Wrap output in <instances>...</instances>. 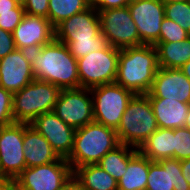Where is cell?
Wrapping results in <instances>:
<instances>
[{
    "label": "cell",
    "instance_id": "cell-37",
    "mask_svg": "<svg viewBox=\"0 0 190 190\" xmlns=\"http://www.w3.org/2000/svg\"><path fill=\"white\" fill-rule=\"evenodd\" d=\"M180 166H181V170H182V175L184 176L185 180L190 185V158L181 160Z\"/></svg>",
    "mask_w": 190,
    "mask_h": 190
},
{
    "label": "cell",
    "instance_id": "cell-8",
    "mask_svg": "<svg viewBox=\"0 0 190 190\" xmlns=\"http://www.w3.org/2000/svg\"><path fill=\"white\" fill-rule=\"evenodd\" d=\"M94 122L117 129L126 107L135 95L116 84H105L91 88Z\"/></svg>",
    "mask_w": 190,
    "mask_h": 190
},
{
    "label": "cell",
    "instance_id": "cell-15",
    "mask_svg": "<svg viewBox=\"0 0 190 190\" xmlns=\"http://www.w3.org/2000/svg\"><path fill=\"white\" fill-rule=\"evenodd\" d=\"M12 35L16 49L31 51L52 42L55 39V28L49 19L25 13Z\"/></svg>",
    "mask_w": 190,
    "mask_h": 190
},
{
    "label": "cell",
    "instance_id": "cell-35",
    "mask_svg": "<svg viewBox=\"0 0 190 190\" xmlns=\"http://www.w3.org/2000/svg\"><path fill=\"white\" fill-rule=\"evenodd\" d=\"M60 190H86L82 183L72 174L63 184Z\"/></svg>",
    "mask_w": 190,
    "mask_h": 190
},
{
    "label": "cell",
    "instance_id": "cell-20",
    "mask_svg": "<svg viewBox=\"0 0 190 190\" xmlns=\"http://www.w3.org/2000/svg\"><path fill=\"white\" fill-rule=\"evenodd\" d=\"M159 128L185 127L190 103L169 98H149Z\"/></svg>",
    "mask_w": 190,
    "mask_h": 190
},
{
    "label": "cell",
    "instance_id": "cell-39",
    "mask_svg": "<svg viewBox=\"0 0 190 190\" xmlns=\"http://www.w3.org/2000/svg\"><path fill=\"white\" fill-rule=\"evenodd\" d=\"M180 69L183 74L190 80V60L185 63Z\"/></svg>",
    "mask_w": 190,
    "mask_h": 190
},
{
    "label": "cell",
    "instance_id": "cell-25",
    "mask_svg": "<svg viewBox=\"0 0 190 190\" xmlns=\"http://www.w3.org/2000/svg\"><path fill=\"white\" fill-rule=\"evenodd\" d=\"M138 152L134 147L120 144L101 158L97 164L118 182L126 172L129 161Z\"/></svg>",
    "mask_w": 190,
    "mask_h": 190
},
{
    "label": "cell",
    "instance_id": "cell-3",
    "mask_svg": "<svg viewBox=\"0 0 190 190\" xmlns=\"http://www.w3.org/2000/svg\"><path fill=\"white\" fill-rule=\"evenodd\" d=\"M158 69L154 45L142 44L121 49L115 83L134 94H147Z\"/></svg>",
    "mask_w": 190,
    "mask_h": 190
},
{
    "label": "cell",
    "instance_id": "cell-2",
    "mask_svg": "<svg viewBox=\"0 0 190 190\" xmlns=\"http://www.w3.org/2000/svg\"><path fill=\"white\" fill-rule=\"evenodd\" d=\"M55 39L66 44L76 59L108 45L101 33L98 11L93 6L60 23L55 28Z\"/></svg>",
    "mask_w": 190,
    "mask_h": 190
},
{
    "label": "cell",
    "instance_id": "cell-7",
    "mask_svg": "<svg viewBox=\"0 0 190 190\" xmlns=\"http://www.w3.org/2000/svg\"><path fill=\"white\" fill-rule=\"evenodd\" d=\"M120 49L107 45L77 59L80 87L91 89L115 83Z\"/></svg>",
    "mask_w": 190,
    "mask_h": 190
},
{
    "label": "cell",
    "instance_id": "cell-4",
    "mask_svg": "<svg viewBox=\"0 0 190 190\" xmlns=\"http://www.w3.org/2000/svg\"><path fill=\"white\" fill-rule=\"evenodd\" d=\"M119 145L115 129L92 122L76 129L73 149L66 160L74 171L80 166L97 164Z\"/></svg>",
    "mask_w": 190,
    "mask_h": 190
},
{
    "label": "cell",
    "instance_id": "cell-23",
    "mask_svg": "<svg viewBox=\"0 0 190 190\" xmlns=\"http://www.w3.org/2000/svg\"><path fill=\"white\" fill-rule=\"evenodd\" d=\"M149 158L138 152L128 163L126 172L117 182L118 190H146Z\"/></svg>",
    "mask_w": 190,
    "mask_h": 190
},
{
    "label": "cell",
    "instance_id": "cell-17",
    "mask_svg": "<svg viewBox=\"0 0 190 190\" xmlns=\"http://www.w3.org/2000/svg\"><path fill=\"white\" fill-rule=\"evenodd\" d=\"M149 98H169L190 103V80L178 68H159L154 77Z\"/></svg>",
    "mask_w": 190,
    "mask_h": 190
},
{
    "label": "cell",
    "instance_id": "cell-38",
    "mask_svg": "<svg viewBox=\"0 0 190 190\" xmlns=\"http://www.w3.org/2000/svg\"><path fill=\"white\" fill-rule=\"evenodd\" d=\"M0 190H16L15 181L12 179L0 178Z\"/></svg>",
    "mask_w": 190,
    "mask_h": 190
},
{
    "label": "cell",
    "instance_id": "cell-10",
    "mask_svg": "<svg viewBox=\"0 0 190 190\" xmlns=\"http://www.w3.org/2000/svg\"><path fill=\"white\" fill-rule=\"evenodd\" d=\"M73 174L65 158L52 163L25 168L14 180L16 190H60Z\"/></svg>",
    "mask_w": 190,
    "mask_h": 190
},
{
    "label": "cell",
    "instance_id": "cell-14",
    "mask_svg": "<svg viewBox=\"0 0 190 190\" xmlns=\"http://www.w3.org/2000/svg\"><path fill=\"white\" fill-rule=\"evenodd\" d=\"M30 125L47 139L59 157L70 156L76 129L65 124L54 112L39 115Z\"/></svg>",
    "mask_w": 190,
    "mask_h": 190
},
{
    "label": "cell",
    "instance_id": "cell-28",
    "mask_svg": "<svg viewBox=\"0 0 190 190\" xmlns=\"http://www.w3.org/2000/svg\"><path fill=\"white\" fill-rule=\"evenodd\" d=\"M190 34L179 26L176 22L167 19H163L159 40L157 42H177L184 41Z\"/></svg>",
    "mask_w": 190,
    "mask_h": 190
},
{
    "label": "cell",
    "instance_id": "cell-1",
    "mask_svg": "<svg viewBox=\"0 0 190 190\" xmlns=\"http://www.w3.org/2000/svg\"><path fill=\"white\" fill-rule=\"evenodd\" d=\"M29 54L35 79L49 82L61 90L80 88L77 59L66 44L54 39Z\"/></svg>",
    "mask_w": 190,
    "mask_h": 190
},
{
    "label": "cell",
    "instance_id": "cell-32",
    "mask_svg": "<svg viewBox=\"0 0 190 190\" xmlns=\"http://www.w3.org/2000/svg\"><path fill=\"white\" fill-rule=\"evenodd\" d=\"M49 0H25L24 10L26 14L41 16L48 19Z\"/></svg>",
    "mask_w": 190,
    "mask_h": 190
},
{
    "label": "cell",
    "instance_id": "cell-40",
    "mask_svg": "<svg viewBox=\"0 0 190 190\" xmlns=\"http://www.w3.org/2000/svg\"><path fill=\"white\" fill-rule=\"evenodd\" d=\"M185 127L190 129V107L188 109V114L185 121Z\"/></svg>",
    "mask_w": 190,
    "mask_h": 190
},
{
    "label": "cell",
    "instance_id": "cell-41",
    "mask_svg": "<svg viewBox=\"0 0 190 190\" xmlns=\"http://www.w3.org/2000/svg\"><path fill=\"white\" fill-rule=\"evenodd\" d=\"M164 4L165 3H172V2H188L190 0H161Z\"/></svg>",
    "mask_w": 190,
    "mask_h": 190
},
{
    "label": "cell",
    "instance_id": "cell-18",
    "mask_svg": "<svg viewBox=\"0 0 190 190\" xmlns=\"http://www.w3.org/2000/svg\"><path fill=\"white\" fill-rule=\"evenodd\" d=\"M146 190H190L182 175L180 161L168 158L160 161L149 159Z\"/></svg>",
    "mask_w": 190,
    "mask_h": 190
},
{
    "label": "cell",
    "instance_id": "cell-36",
    "mask_svg": "<svg viewBox=\"0 0 190 190\" xmlns=\"http://www.w3.org/2000/svg\"><path fill=\"white\" fill-rule=\"evenodd\" d=\"M18 6L13 0H0V13L12 12Z\"/></svg>",
    "mask_w": 190,
    "mask_h": 190
},
{
    "label": "cell",
    "instance_id": "cell-22",
    "mask_svg": "<svg viewBox=\"0 0 190 190\" xmlns=\"http://www.w3.org/2000/svg\"><path fill=\"white\" fill-rule=\"evenodd\" d=\"M159 68L180 69L190 60V36L184 41L156 42Z\"/></svg>",
    "mask_w": 190,
    "mask_h": 190
},
{
    "label": "cell",
    "instance_id": "cell-6",
    "mask_svg": "<svg viewBox=\"0 0 190 190\" xmlns=\"http://www.w3.org/2000/svg\"><path fill=\"white\" fill-rule=\"evenodd\" d=\"M61 89L49 82L34 79L20 91L13 93L14 123L33 122L39 115L53 112Z\"/></svg>",
    "mask_w": 190,
    "mask_h": 190
},
{
    "label": "cell",
    "instance_id": "cell-31",
    "mask_svg": "<svg viewBox=\"0 0 190 190\" xmlns=\"http://www.w3.org/2000/svg\"><path fill=\"white\" fill-rule=\"evenodd\" d=\"M24 14V7L20 5L12 9V12L0 13V27L3 30L12 33L16 26L21 22Z\"/></svg>",
    "mask_w": 190,
    "mask_h": 190
},
{
    "label": "cell",
    "instance_id": "cell-12",
    "mask_svg": "<svg viewBox=\"0 0 190 190\" xmlns=\"http://www.w3.org/2000/svg\"><path fill=\"white\" fill-rule=\"evenodd\" d=\"M23 139L24 123L0 128V178L15 180L26 168Z\"/></svg>",
    "mask_w": 190,
    "mask_h": 190
},
{
    "label": "cell",
    "instance_id": "cell-13",
    "mask_svg": "<svg viewBox=\"0 0 190 190\" xmlns=\"http://www.w3.org/2000/svg\"><path fill=\"white\" fill-rule=\"evenodd\" d=\"M142 44L154 45L159 40L165 18V4L161 0H132L128 4Z\"/></svg>",
    "mask_w": 190,
    "mask_h": 190
},
{
    "label": "cell",
    "instance_id": "cell-30",
    "mask_svg": "<svg viewBox=\"0 0 190 190\" xmlns=\"http://www.w3.org/2000/svg\"><path fill=\"white\" fill-rule=\"evenodd\" d=\"M12 96L10 91L0 86V128L14 123L12 114Z\"/></svg>",
    "mask_w": 190,
    "mask_h": 190
},
{
    "label": "cell",
    "instance_id": "cell-34",
    "mask_svg": "<svg viewBox=\"0 0 190 190\" xmlns=\"http://www.w3.org/2000/svg\"><path fill=\"white\" fill-rule=\"evenodd\" d=\"M132 0H90V5L96 10L127 7Z\"/></svg>",
    "mask_w": 190,
    "mask_h": 190
},
{
    "label": "cell",
    "instance_id": "cell-21",
    "mask_svg": "<svg viewBox=\"0 0 190 190\" xmlns=\"http://www.w3.org/2000/svg\"><path fill=\"white\" fill-rule=\"evenodd\" d=\"M138 151L151 161L174 158V129L158 128Z\"/></svg>",
    "mask_w": 190,
    "mask_h": 190
},
{
    "label": "cell",
    "instance_id": "cell-29",
    "mask_svg": "<svg viewBox=\"0 0 190 190\" xmlns=\"http://www.w3.org/2000/svg\"><path fill=\"white\" fill-rule=\"evenodd\" d=\"M174 158L179 161L190 158V129H174Z\"/></svg>",
    "mask_w": 190,
    "mask_h": 190
},
{
    "label": "cell",
    "instance_id": "cell-27",
    "mask_svg": "<svg viewBox=\"0 0 190 190\" xmlns=\"http://www.w3.org/2000/svg\"><path fill=\"white\" fill-rule=\"evenodd\" d=\"M165 17L190 34V1L165 3Z\"/></svg>",
    "mask_w": 190,
    "mask_h": 190
},
{
    "label": "cell",
    "instance_id": "cell-33",
    "mask_svg": "<svg viewBox=\"0 0 190 190\" xmlns=\"http://www.w3.org/2000/svg\"><path fill=\"white\" fill-rule=\"evenodd\" d=\"M16 49L14 38L11 32L0 27V59Z\"/></svg>",
    "mask_w": 190,
    "mask_h": 190
},
{
    "label": "cell",
    "instance_id": "cell-42",
    "mask_svg": "<svg viewBox=\"0 0 190 190\" xmlns=\"http://www.w3.org/2000/svg\"><path fill=\"white\" fill-rule=\"evenodd\" d=\"M15 3H17L20 6H24L25 5V0H13Z\"/></svg>",
    "mask_w": 190,
    "mask_h": 190
},
{
    "label": "cell",
    "instance_id": "cell-26",
    "mask_svg": "<svg viewBox=\"0 0 190 190\" xmlns=\"http://www.w3.org/2000/svg\"><path fill=\"white\" fill-rule=\"evenodd\" d=\"M48 19L54 28L74 14L88 9L90 0H49Z\"/></svg>",
    "mask_w": 190,
    "mask_h": 190
},
{
    "label": "cell",
    "instance_id": "cell-5",
    "mask_svg": "<svg viewBox=\"0 0 190 190\" xmlns=\"http://www.w3.org/2000/svg\"><path fill=\"white\" fill-rule=\"evenodd\" d=\"M158 128L149 97L146 94H135L116 132L120 144L139 149Z\"/></svg>",
    "mask_w": 190,
    "mask_h": 190
},
{
    "label": "cell",
    "instance_id": "cell-9",
    "mask_svg": "<svg viewBox=\"0 0 190 190\" xmlns=\"http://www.w3.org/2000/svg\"><path fill=\"white\" fill-rule=\"evenodd\" d=\"M97 11L101 33L109 45L120 50L142 45L128 6Z\"/></svg>",
    "mask_w": 190,
    "mask_h": 190
},
{
    "label": "cell",
    "instance_id": "cell-16",
    "mask_svg": "<svg viewBox=\"0 0 190 190\" xmlns=\"http://www.w3.org/2000/svg\"><path fill=\"white\" fill-rule=\"evenodd\" d=\"M29 51L15 49L0 59V86L12 94L34 80Z\"/></svg>",
    "mask_w": 190,
    "mask_h": 190
},
{
    "label": "cell",
    "instance_id": "cell-24",
    "mask_svg": "<svg viewBox=\"0 0 190 190\" xmlns=\"http://www.w3.org/2000/svg\"><path fill=\"white\" fill-rule=\"evenodd\" d=\"M73 174L86 190H118L117 181L98 164L77 167Z\"/></svg>",
    "mask_w": 190,
    "mask_h": 190
},
{
    "label": "cell",
    "instance_id": "cell-11",
    "mask_svg": "<svg viewBox=\"0 0 190 190\" xmlns=\"http://www.w3.org/2000/svg\"><path fill=\"white\" fill-rule=\"evenodd\" d=\"M53 112L74 129L94 122L91 90L82 87L61 90Z\"/></svg>",
    "mask_w": 190,
    "mask_h": 190
},
{
    "label": "cell",
    "instance_id": "cell-19",
    "mask_svg": "<svg viewBox=\"0 0 190 190\" xmlns=\"http://www.w3.org/2000/svg\"><path fill=\"white\" fill-rule=\"evenodd\" d=\"M23 147L26 168L52 163L60 158L47 139L27 123H24Z\"/></svg>",
    "mask_w": 190,
    "mask_h": 190
}]
</instances>
